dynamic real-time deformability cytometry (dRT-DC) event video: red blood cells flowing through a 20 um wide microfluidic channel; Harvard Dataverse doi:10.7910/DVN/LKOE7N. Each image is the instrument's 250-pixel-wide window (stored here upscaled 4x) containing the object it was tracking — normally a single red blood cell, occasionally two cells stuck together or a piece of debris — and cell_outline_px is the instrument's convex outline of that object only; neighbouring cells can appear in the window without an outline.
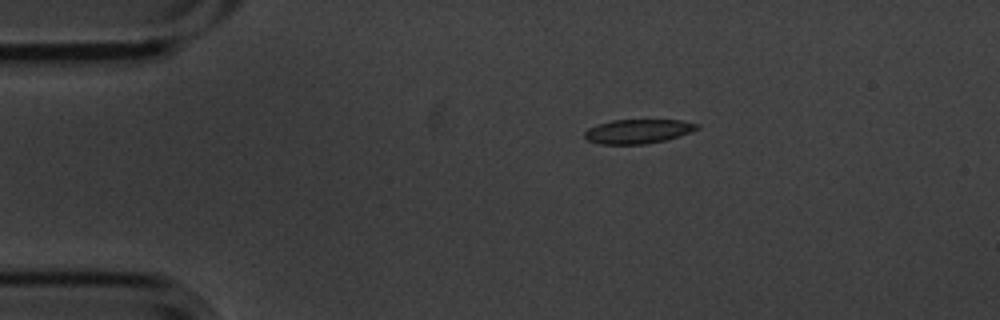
{"species": "common noctule bat (a hibernating species)", "species_latin": "Nyctalus noctula", "temperature_condition": "cold", "stored_images_in_passage": 5, "camera_frame_rate_fps": 3000, "um_per_image_px": 0.085, "animal": {"sex": "male", "body_mass_g": 20.1, "forearm_length_mm": 53.5}, "frame": {"image": 1, "passage_image": 1, "time_ms": 0.0, "image_size_px": [1000, 320], "cell_outline_px": [[700, 128], [664, 140], [644, 144], [600, 144], [588, 140], [584, 136], [584, 132], [588, 128], [596, 124], [612, 120], [680, 120], [700, 124]], "centroid_in_image_um": [54.19, 11.15], "position_along_channel_um": 30.8, "area_um2": 15.72}}
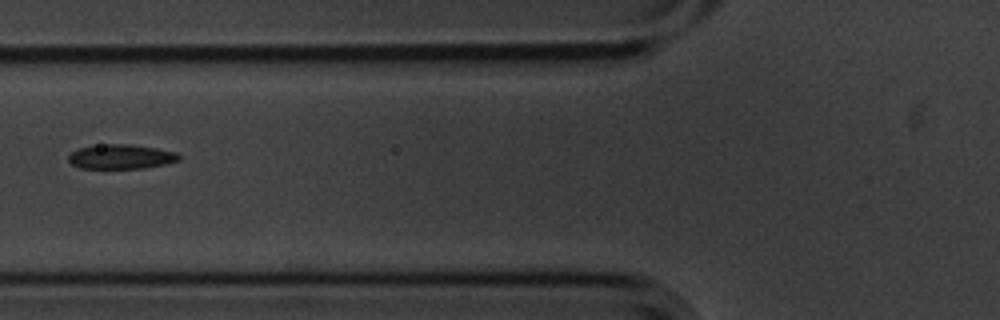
{"frame": {"image": 2, "passage_image": 4, "time_ms": 1.0, "image_size_px": [1000, 320], "cell_outline_px": [[180, 160], [164, 164], [144, 168], [80, 168], [72, 164], [68, 160], [68, 156], [72, 152], [80, 148], [108, 144], [128, 144], [156, 148], [176, 152], [180, 156]], "centroid_in_image_um": [10.3, 13.32], "position_along_channel_um": 115.5, "area_um2": 15.55}}
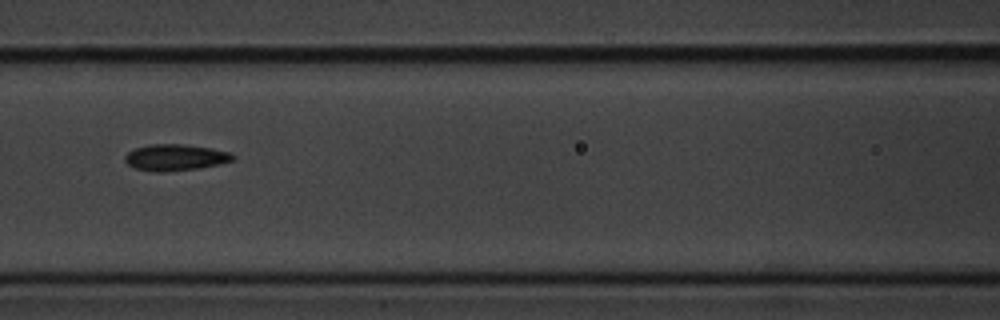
{"frame": {"image": 3, "passage_image": 5, "time_ms": 1.333, "image_size_px": [1000, 320], "cell_outline_px": [[236, 156], [232, 160], [220, 164], [196, 168], [160, 172], [152, 172], [136, 168], [128, 164], [124, 160], [124, 156], [128, 152], [136, 148], [148, 144], [184, 144], [212, 148], [232, 152]], "centroid_in_image_um": [14.91, 13.37], "position_along_channel_um": 151.7, "area_um2": 16.59}}